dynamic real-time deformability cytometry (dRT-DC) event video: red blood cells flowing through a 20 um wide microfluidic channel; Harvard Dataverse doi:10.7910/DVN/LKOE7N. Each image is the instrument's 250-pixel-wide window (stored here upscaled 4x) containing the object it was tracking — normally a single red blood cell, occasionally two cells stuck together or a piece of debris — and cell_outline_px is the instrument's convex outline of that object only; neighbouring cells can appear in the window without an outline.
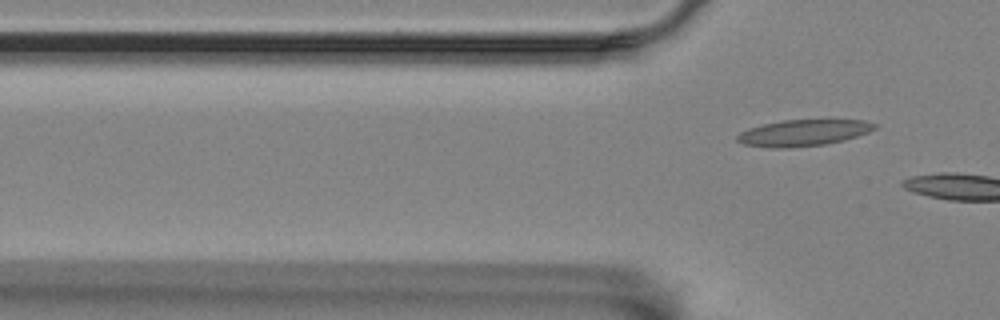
{"species": "Egyptian fruit bat (a non-hibernating species)", "species_latin": "Rousettus aegyptiacus", "temperature_condition": "room temperature", "stored_images_in_passage": 6, "camera_frame_rate_fps": 3000, "um_per_image_px": 0.085, "animal": {"sex": "female"}, "frame": {"image": 1, "passage_image": 6, "time_ms": 7.0, "image_size_px": [1000, 320], "cell_outline_px": [[876, 128], [868, 132], [844, 140], [824, 144], [788, 148], [768, 148], [744, 144], [736, 140], [736, 136], [740, 132], [748, 128], [764, 124], [784, 120], [864, 120], [876, 124]], "centroid_in_image_um": [68.25, 11.29], "position_along_channel_um": 57.6, "area_um2": 20.98}}